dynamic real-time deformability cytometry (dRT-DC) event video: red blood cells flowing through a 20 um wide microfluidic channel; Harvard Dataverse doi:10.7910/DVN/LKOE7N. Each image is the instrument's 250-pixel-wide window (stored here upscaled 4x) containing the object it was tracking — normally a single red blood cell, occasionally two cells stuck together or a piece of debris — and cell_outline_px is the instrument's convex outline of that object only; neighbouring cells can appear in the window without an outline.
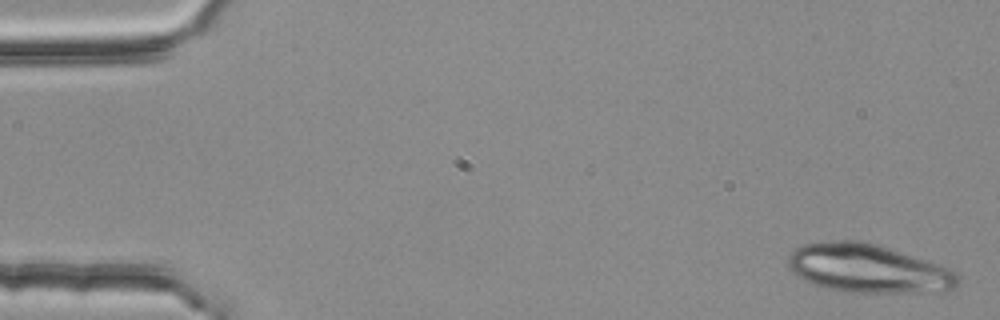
{"species": "common noctule bat (a hibernating species)", "species_latin": "Nyctalus noctula", "temperature_condition": "room temperature", "stored_images_in_passage": 4, "camera_frame_rate_fps": 3000, "um_per_image_px": 0.085, "animal": {"sex": "female", "body_mass_g": 25.1}, "frame": {"image": 1, "passage_image": 1, "time_ms": 0.0, "image_size_px": [1000, 320], "cell_outline_px": [[956, 288], [944, 292], [852, 292], [824, 288], [804, 280], [796, 276], [788, 268], [788, 256], [796, 248], [804, 244], [832, 240], [864, 240], [940, 264], [948, 268], [956, 276]], "centroid_in_image_um": [73.75, 22.81], "position_along_channel_um": 11.3, "area_um2": 48.03}}